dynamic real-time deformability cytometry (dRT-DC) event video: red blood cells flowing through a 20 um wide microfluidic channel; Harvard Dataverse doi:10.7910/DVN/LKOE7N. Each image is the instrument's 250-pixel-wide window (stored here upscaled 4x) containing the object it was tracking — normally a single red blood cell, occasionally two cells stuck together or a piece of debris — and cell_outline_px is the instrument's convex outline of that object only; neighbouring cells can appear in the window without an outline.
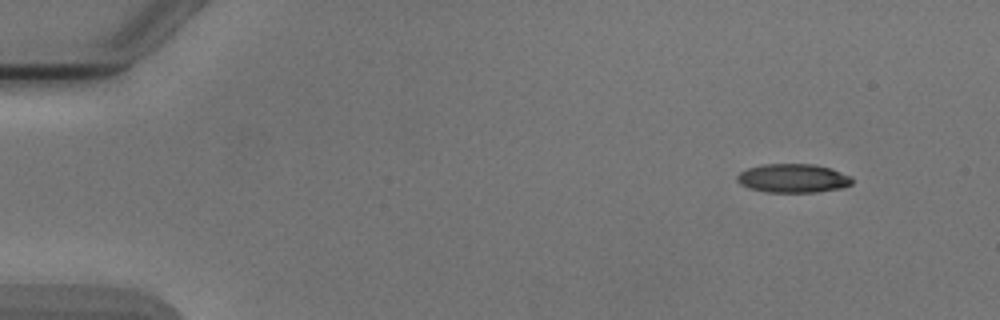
{"species": "Egyptian fruit bat (a non-hibernating species)", "species_latin": "Rousettus aegyptiacus", "temperature_condition": "cold", "stored_images_in_passage": 4, "camera_frame_rate_fps": 3000, "um_per_image_px": 0.085, "animal": {"sex": "male"}, "frame": {"image": 1, "passage_image": 1, "time_ms": 0.0, "image_size_px": [1000, 320], "cell_outline_px": [[852, 184], [840, 188], [816, 192], [768, 192], [752, 188], [740, 184], [736, 180], [736, 176], [740, 172], [748, 168], [760, 164], [816, 164], [832, 168], [852, 176]], "centroid_in_image_um": [67.43, 15.14], "position_along_channel_um": 17.6, "area_um2": 19.36}}
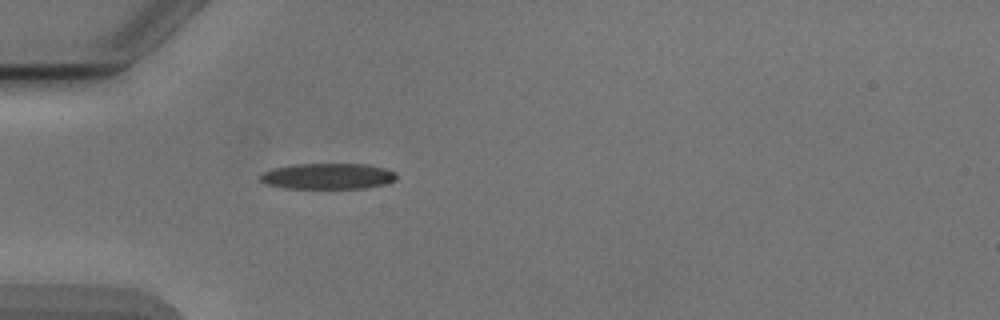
{"frame": {"image": 2, "passage_image": 4, "time_ms": 3.667, "image_size_px": [1000, 320], "cell_outline_px": [[396, 180], [384, 184], [364, 188], [284, 188], [264, 184], [260, 180], [260, 176], [264, 172], [276, 168], [292, 164], [364, 164], [384, 168], [396, 172]], "centroid_in_image_um": [27.86, 14.98], "position_along_channel_um": 57.1, "area_um2": 20.46}}